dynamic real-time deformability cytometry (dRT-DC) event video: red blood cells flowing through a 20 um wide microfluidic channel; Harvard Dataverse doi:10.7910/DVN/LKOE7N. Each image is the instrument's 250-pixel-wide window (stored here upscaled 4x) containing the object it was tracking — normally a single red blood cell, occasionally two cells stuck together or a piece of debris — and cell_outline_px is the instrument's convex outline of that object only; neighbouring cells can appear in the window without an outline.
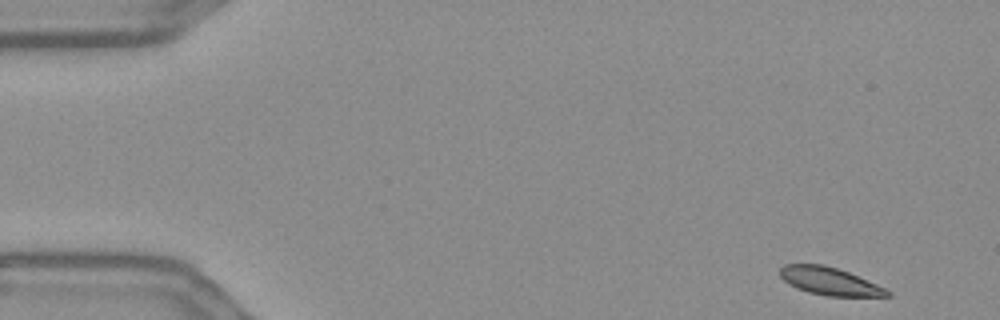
{"species": "Egyptian fruit bat (a non-hibernating species)", "species_latin": "Rousettus aegyptiacus", "temperature_condition": "warm", "stored_images_in_passage": 9, "camera_frame_rate_fps": 3000, "um_per_image_px": 0.085, "frame": {"image": 1, "passage_image": 1, "time_ms": 0.0, "image_size_px": [1000, 320], "cell_outline_px": [[892, 296], [828, 296], [808, 292], [796, 288], [788, 284], [780, 276], [780, 268], [784, 264], [824, 264], [848, 272], [876, 284], [892, 292]], "centroid_in_image_um": [70.49, 23.9], "position_along_channel_um": 14.5, "area_um2": 17.22}}